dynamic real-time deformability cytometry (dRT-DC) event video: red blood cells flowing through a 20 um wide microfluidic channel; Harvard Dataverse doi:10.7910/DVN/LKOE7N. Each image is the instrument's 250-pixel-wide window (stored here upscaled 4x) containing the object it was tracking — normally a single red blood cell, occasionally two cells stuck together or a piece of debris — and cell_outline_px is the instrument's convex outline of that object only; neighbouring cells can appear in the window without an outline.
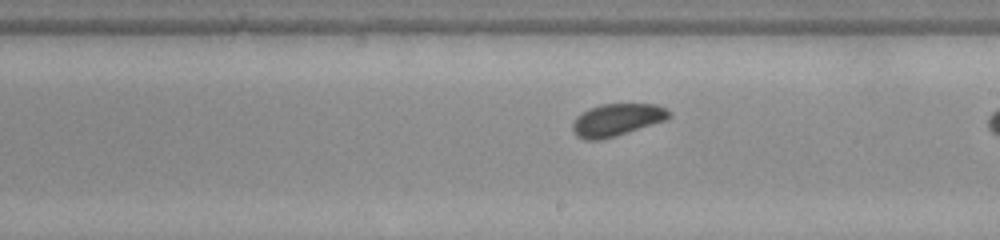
{"species": "common noctule bat (a hibernating species)", "species_latin": "Nyctalus noctula", "temperature_condition": "warm", "stored_images_in_passage": 19, "camera_frame_rate_fps": 3000, "um_per_image_px": 0.085, "animal": {"sex": "female", "body_mass_g": 22.0, "forearm_length_mm": 56.7}, "frame": {"image": 1, "passage_image": 16, "time_ms": 5.0, "image_size_px": [1000, 240], "cell_outline_px": [[672, 116], [668, 120], [616, 136], [600, 140], [584, 140], [576, 136], [572, 128], [572, 124], [576, 116], [588, 108], [600, 104], [656, 104], [672, 112]], "centroid_in_image_um": [52.44, 10.19], "position_along_channel_um": 236.6, "area_um2": 18.5}}